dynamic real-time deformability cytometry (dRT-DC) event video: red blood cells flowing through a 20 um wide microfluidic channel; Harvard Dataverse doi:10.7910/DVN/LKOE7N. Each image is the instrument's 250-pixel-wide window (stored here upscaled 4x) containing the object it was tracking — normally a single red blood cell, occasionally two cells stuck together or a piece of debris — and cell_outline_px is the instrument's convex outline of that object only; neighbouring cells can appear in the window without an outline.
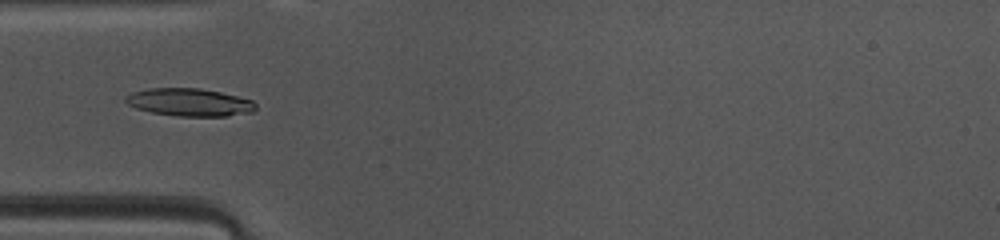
{"species": "common noctule bat (a hibernating species)", "species_latin": "Nyctalus noctula", "temperature_condition": "warm", "stored_images_in_passage": 20, "camera_frame_rate_fps": 3000, "um_per_image_px": 0.085, "animal": {"sex": "female", "body_mass_g": 10.0, "forearm_length_mm": 53.1}, "frame": {"image": 1, "passage_image": 6, "time_ms": 1.667, "image_size_px": [1000, 240], "cell_outline_px": [[256, 108], [252, 112], [228, 116], [180, 116], [152, 112], [136, 108], [128, 104], [124, 100], [124, 96], [132, 92], [148, 88], [200, 88], [220, 92], [252, 100], [256, 104]], "centroid_in_image_um": [16.09, 8.69], "position_along_channel_um": 68.9, "area_um2": 20.98}}